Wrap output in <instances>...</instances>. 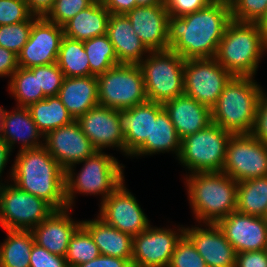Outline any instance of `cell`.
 Segmentation results:
<instances>
[{
    "instance_id": "obj_1",
    "label": "cell",
    "mask_w": 267,
    "mask_h": 267,
    "mask_svg": "<svg viewBox=\"0 0 267 267\" xmlns=\"http://www.w3.org/2000/svg\"><path fill=\"white\" fill-rule=\"evenodd\" d=\"M232 21L228 0H214L183 16H169V49L185 60L214 58L228 24Z\"/></svg>"
},
{
    "instance_id": "obj_2",
    "label": "cell",
    "mask_w": 267,
    "mask_h": 267,
    "mask_svg": "<svg viewBox=\"0 0 267 267\" xmlns=\"http://www.w3.org/2000/svg\"><path fill=\"white\" fill-rule=\"evenodd\" d=\"M14 185L42 198L56 210L67 208L65 170L43 146L20 150L11 170Z\"/></svg>"
},
{
    "instance_id": "obj_3",
    "label": "cell",
    "mask_w": 267,
    "mask_h": 267,
    "mask_svg": "<svg viewBox=\"0 0 267 267\" xmlns=\"http://www.w3.org/2000/svg\"><path fill=\"white\" fill-rule=\"evenodd\" d=\"M250 76H233L211 108L212 122L232 134H251L262 89Z\"/></svg>"
},
{
    "instance_id": "obj_4",
    "label": "cell",
    "mask_w": 267,
    "mask_h": 267,
    "mask_svg": "<svg viewBox=\"0 0 267 267\" xmlns=\"http://www.w3.org/2000/svg\"><path fill=\"white\" fill-rule=\"evenodd\" d=\"M197 221L216 224L237 207L238 182L222 171L190 174L186 180Z\"/></svg>"
},
{
    "instance_id": "obj_5",
    "label": "cell",
    "mask_w": 267,
    "mask_h": 267,
    "mask_svg": "<svg viewBox=\"0 0 267 267\" xmlns=\"http://www.w3.org/2000/svg\"><path fill=\"white\" fill-rule=\"evenodd\" d=\"M266 49L267 38L257 23L232 20L214 58L233 76L253 77Z\"/></svg>"
},
{
    "instance_id": "obj_6",
    "label": "cell",
    "mask_w": 267,
    "mask_h": 267,
    "mask_svg": "<svg viewBox=\"0 0 267 267\" xmlns=\"http://www.w3.org/2000/svg\"><path fill=\"white\" fill-rule=\"evenodd\" d=\"M79 163H84L75 179L73 167L65 171V195L67 208L74 202V193L103 194L102 201L112 193L123 181V165L116 158L96 151Z\"/></svg>"
},
{
    "instance_id": "obj_7",
    "label": "cell",
    "mask_w": 267,
    "mask_h": 267,
    "mask_svg": "<svg viewBox=\"0 0 267 267\" xmlns=\"http://www.w3.org/2000/svg\"><path fill=\"white\" fill-rule=\"evenodd\" d=\"M138 65L145 83L148 101L164 102L184 94L185 59L171 51H150Z\"/></svg>"
},
{
    "instance_id": "obj_8",
    "label": "cell",
    "mask_w": 267,
    "mask_h": 267,
    "mask_svg": "<svg viewBox=\"0 0 267 267\" xmlns=\"http://www.w3.org/2000/svg\"><path fill=\"white\" fill-rule=\"evenodd\" d=\"M232 133L215 123L184 137L179 160L191 173L222 171Z\"/></svg>"
},
{
    "instance_id": "obj_9",
    "label": "cell",
    "mask_w": 267,
    "mask_h": 267,
    "mask_svg": "<svg viewBox=\"0 0 267 267\" xmlns=\"http://www.w3.org/2000/svg\"><path fill=\"white\" fill-rule=\"evenodd\" d=\"M98 101L124 110L148 101L142 70L137 64H118L97 76Z\"/></svg>"
},
{
    "instance_id": "obj_10",
    "label": "cell",
    "mask_w": 267,
    "mask_h": 267,
    "mask_svg": "<svg viewBox=\"0 0 267 267\" xmlns=\"http://www.w3.org/2000/svg\"><path fill=\"white\" fill-rule=\"evenodd\" d=\"M56 209L16 185L0 187V225L4 230L31 231Z\"/></svg>"
},
{
    "instance_id": "obj_11",
    "label": "cell",
    "mask_w": 267,
    "mask_h": 267,
    "mask_svg": "<svg viewBox=\"0 0 267 267\" xmlns=\"http://www.w3.org/2000/svg\"><path fill=\"white\" fill-rule=\"evenodd\" d=\"M222 172L237 182L267 176V145L252 134H232Z\"/></svg>"
},
{
    "instance_id": "obj_12",
    "label": "cell",
    "mask_w": 267,
    "mask_h": 267,
    "mask_svg": "<svg viewBox=\"0 0 267 267\" xmlns=\"http://www.w3.org/2000/svg\"><path fill=\"white\" fill-rule=\"evenodd\" d=\"M232 77L215 58L187 59L184 65V94L212 108Z\"/></svg>"
},
{
    "instance_id": "obj_13",
    "label": "cell",
    "mask_w": 267,
    "mask_h": 267,
    "mask_svg": "<svg viewBox=\"0 0 267 267\" xmlns=\"http://www.w3.org/2000/svg\"><path fill=\"white\" fill-rule=\"evenodd\" d=\"M127 190L122 182L101 202L98 217L133 237L146 230L150 224L136 198Z\"/></svg>"
},
{
    "instance_id": "obj_14",
    "label": "cell",
    "mask_w": 267,
    "mask_h": 267,
    "mask_svg": "<svg viewBox=\"0 0 267 267\" xmlns=\"http://www.w3.org/2000/svg\"><path fill=\"white\" fill-rule=\"evenodd\" d=\"M184 229L175 231L150 226L133 236L132 267H168L177 242L184 235Z\"/></svg>"
},
{
    "instance_id": "obj_15",
    "label": "cell",
    "mask_w": 267,
    "mask_h": 267,
    "mask_svg": "<svg viewBox=\"0 0 267 267\" xmlns=\"http://www.w3.org/2000/svg\"><path fill=\"white\" fill-rule=\"evenodd\" d=\"M64 37L63 27L39 17L32 25L28 42L18 54V66L32 68L57 63Z\"/></svg>"
},
{
    "instance_id": "obj_16",
    "label": "cell",
    "mask_w": 267,
    "mask_h": 267,
    "mask_svg": "<svg viewBox=\"0 0 267 267\" xmlns=\"http://www.w3.org/2000/svg\"><path fill=\"white\" fill-rule=\"evenodd\" d=\"M44 139V147L65 171L97 151L77 120L47 133Z\"/></svg>"
},
{
    "instance_id": "obj_17",
    "label": "cell",
    "mask_w": 267,
    "mask_h": 267,
    "mask_svg": "<svg viewBox=\"0 0 267 267\" xmlns=\"http://www.w3.org/2000/svg\"><path fill=\"white\" fill-rule=\"evenodd\" d=\"M216 224L236 253L267 249V221L263 217L233 211Z\"/></svg>"
},
{
    "instance_id": "obj_18",
    "label": "cell",
    "mask_w": 267,
    "mask_h": 267,
    "mask_svg": "<svg viewBox=\"0 0 267 267\" xmlns=\"http://www.w3.org/2000/svg\"><path fill=\"white\" fill-rule=\"evenodd\" d=\"M77 122L97 151L119 147L125 152L124 134L120 130L118 110L97 105L81 115Z\"/></svg>"
},
{
    "instance_id": "obj_19",
    "label": "cell",
    "mask_w": 267,
    "mask_h": 267,
    "mask_svg": "<svg viewBox=\"0 0 267 267\" xmlns=\"http://www.w3.org/2000/svg\"><path fill=\"white\" fill-rule=\"evenodd\" d=\"M126 16L131 21L135 33L149 51L169 49V13L165 4L136 6Z\"/></svg>"
},
{
    "instance_id": "obj_20",
    "label": "cell",
    "mask_w": 267,
    "mask_h": 267,
    "mask_svg": "<svg viewBox=\"0 0 267 267\" xmlns=\"http://www.w3.org/2000/svg\"><path fill=\"white\" fill-rule=\"evenodd\" d=\"M163 109V104L147 101L129 109L118 110L126 155L133 156L145 141H151L152 117H157Z\"/></svg>"
},
{
    "instance_id": "obj_21",
    "label": "cell",
    "mask_w": 267,
    "mask_h": 267,
    "mask_svg": "<svg viewBox=\"0 0 267 267\" xmlns=\"http://www.w3.org/2000/svg\"><path fill=\"white\" fill-rule=\"evenodd\" d=\"M209 228L192 227L184 234L194 244L208 267H235L236 251L228 242L217 224H206Z\"/></svg>"
},
{
    "instance_id": "obj_22",
    "label": "cell",
    "mask_w": 267,
    "mask_h": 267,
    "mask_svg": "<svg viewBox=\"0 0 267 267\" xmlns=\"http://www.w3.org/2000/svg\"><path fill=\"white\" fill-rule=\"evenodd\" d=\"M68 208L55 210L48 218L31 230L34 243L44 247L50 253L65 257L75 231L82 222H74L68 216Z\"/></svg>"
},
{
    "instance_id": "obj_23",
    "label": "cell",
    "mask_w": 267,
    "mask_h": 267,
    "mask_svg": "<svg viewBox=\"0 0 267 267\" xmlns=\"http://www.w3.org/2000/svg\"><path fill=\"white\" fill-rule=\"evenodd\" d=\"M163 108L181 139L212 123L211 108L186 94L164 102Z\"/></svg>"
},
{
    "instance_id": "obj_24",
    "label": "cell",
    "mask_w": 267,
    "mask_h": 267,
    "mask_svg": "<svg viewBox=\"0 0 267 267\" xmlns=\"http://www.w3.org/2000/svg\"><path fill=\"white\" fill-rule=\"evenodd\" d=\"M107 35L113 44L118 64L138 65L144 60L143 54L150 52L135 33L129 18L124 14H110Z\"/></svg>"
},
{
    "instance_id": "obj_25",
    "label": "cell",
    "mask_w": 267,
    "mask_h": 267,
    "mask_svg": "<svg viewBox=\"0 0 267 267\" xmlns=\"http://www.w3.org/2000/svg\"><path fill=\"white\" fill-rule=\"evenodd\" d=\"M57 96L77 120L99 104L97 76L65 77Z\"/></svg>"
},
{
    "instance_id": "obj_26",
    "label": "cell",
    "mask_w": 267,
    "mask_h": 267,
    "mask_svg": "<svg viewBox=\"0 0 267 267\" xmlns=\"http://www.w3.org/2000/svg\"><path fill=\"white\" fill-rule=\"evenodd\" d=\"M110 12L102 0H95L89 7L80 11L64 26V36L85 41L107 34Z\"/></svg>"
},
{
    "instance_id": "obj_27",
    "label": "cell",
    "mask_w": 267,
    "mask_h": 267,
    "mask_svg": "<svg viewBox=\"0 0 267 267\" xmlns=\"http://www.w3.org/2000/svg\"><path fill=\"white\" fill-rule=\"evenodd\" d=\"M17 109V110H16ZM14 112L3 110V135L2 139L12 146L20 140L23 149H36L44 145L38 142V138L44 135L39 131L28 107H17Z\"/></svg>"
},
{
    "instance_id": "obj_28",
    "label": "cell",
    "mask_w": 267,
    "mask_h": 267,
    "mask_svg": "<svg viewBox=\"0 0 267 267\" xmlns=\"http://www.w3.org/2000/svg\"><path fill=\"white\" fill-rule=\"evenodd\" d=\"M82 226L90 233L101 255L119 257L132 261L133 237L106 224L101 218L82 221Z\"/></svg>"
},
{
    "instance_id": "obj_29",
    "label": "cell",
    "mask_w": 267,
    "mask_h": 267,
    "mask_svg": "<svg viewBox=\"0 0 267 267\" xmlns=\"http://www.w3.org/2000/svg\"><path fill=\"white\" fill-rule=\"evenodd\" d=\"M181 141L168 113L163 109L157 117H152L151 141H145L133 155L175 151L179 157Z\"/></svg>"
},
{
    "instance_id": "obj_30",
    "label": "cell",
    "mask_w": 267,
    "mask_h": 267,
    "mask_svg": "<svg viewBox=\"0 0 267 267\" xmlns=\"http://www.w3.org/2000/svg\"><path fill=\"white\" fill-rule=\"evenodd\" d=\"M39 131L47 133L74 121L58 96L46 97L28 107Z\"/></svg>"
},
{
    "instance_id": "obj_31",
    "label": "cell",
    "mask_w": 267,
    "mask_h": 267,
    "mask_svg": "<svg viewBox=\"0 0 267 267\" xmlns=\"http://www.w3.org/2000/svg\"><path fill=\"white\" fill-rule=\"evenodd\" d=\"M8 237L0 245V267H30L34 244L31 231L6 230Z\"/></svg>"
},
{
    "instance_id": "obj_32",
    "label": "cell",
    "mask_w": 267,
    "mask_h": 267,
    "mask_svg": "<svg viewBox=\"0 0 267 267\" xmlns=\"http://www.w3.org/2000/svg\"><path fill=\"white\" fill-rule=\"evenodd\" d=\"M267 209V176L238 182L236 211L263 217Z\"/></svg>"
},
{
    "instance_id": "obj_33",
    "label": "cell",
    "mask_w": 267,
    "mask_h": 267,
    "mask_svg": "<svg viewBox=\"0 0 267 267\" xmlns=\"http://www.w3.org/2000/svg\"><path fill=\"white\" fill-rule=\"evenodd\" d=\"M57 65L64 77L90 76V66L83 41L63 37Z\"/></svg>"
},
{
    "instance_id": "obj_34",
    "label": "cell",
    "mask_w": 267,
    "mask_h": 267,
    "mask_svg": "<svg viewBox=\"0 0 267 267\" xmlns=\"http://www.w3.org/2000/svg\"><path fill=\"white\" fill-rule=\"evenodd\" d=\"M87 53L90 76H99L118 65L113 44L107 34L83 41Z\"/></svg>"
},
{
    "instance_id": "obj_35",
    "label": "cell",
    "mask_w": 267,
    "mask_h": 267,
    "mask_svg": "<svg viewBox=\"0 0 267 267\" xmlns=\"http://www.w3.org/2000/svg\"><path fill=\"white\" fill-rule=\"evenodd\" d=\"M9 90L16 97L19 107H29L46 97L43 90H39L38 73L28 68L19 67L11 76Z\"/></svg>"
},
{
    "instance_id": "obj_36",
    "label": "cell",
    "mask_w": 267,
    "mask_h": 267,
    "mask_svg": "<svg viewBox=\"0 0 267 267\" xmlns=\"http://www.w3.org/2000/svg\"><path fill=\"white\" fill-rule=\"evenodd\" d=\"M101 255L98 246L94 243L90 233L81 225L69 241L65 259L69 267L96 259Z\"/></svg>"
},
{
    "instance_id": "obj_37",
    "label": "cell",
    "mask_w": 267,
    "mask_h": 267,
    "mask_svg": "<svg viewBox=\"0 0 267 267\" xmlns=\"http://www.w3.org/2000/svg\"><path fill=\"white\" fill-rule=\"evenodd\" d=\"M39 17L33 14L27 21L0 26V46L18 55L28 42L32 25Z\"/></svg>"
},
{
    "instance_id": "obj_38",
    "label": "cell",
    "mask_w": 267,
    "mask_h": 267,
    "mask_svg": "<svg viewBox=\"0 0 267 267\" xmlns=\"http://www.w3.org/2000/svg\"><path fill=\"white\" fill-rule=\"evenodd\" d=\"M232 20L257 23L265 14L267 0H228Z\"/></svg>"
},
{
    "instance_id": "obj_39",
    "label": "cell",
    "mask_w": 267,
    "mask_h": 267,
    "mask_svg": "<svg viewBox=\"0 0 267 267\" xmlns=\"http://www.w3.org/2000/svg\"><path fill=\"white\" fill-rule=\"evenodd\" d=\"M95 0H55L53 7L44 16L48 21L63 27L69 20Z\"/></svg>"
},
{
    "instance_id": "obj_40",
    "label": "cell",
    "mask_w": 267,
    "mask_h": 267,
    "mask_svg": "<svg viewBox=\"0 0 267 267\" xmlns=\"http://www.w3.org/2000/svg\"><path fill=\"white\" fill-rule=\"evenodd\" d=\"M168 267H208L194 244L184 234L177 242Z\"/></svg>"
},
{
    "instance_id": "obj_41",
    "label": "cell",
    "mask_w": 267,
    "mask_h": 267,
    "mask_svg": "<svg viewBox=\"0 0 267 267\" xmlns=\"http://www.w3.org/2000/svg\"><path fill=\"white\" fill-rule=\"evenodd\" d=\"M38 73L39 90H43L45 97L57 96L64 80V74L57 63L30 68Z\"/></svg>"
},
{
    "instance_id": "obj_42",
    "label": "cell",
    "mask_w": 267,
    "mask_h": 267,
    "mask_svg": "<svg viewBox=\"0 0 267 267\" xmlns=\"http://www.w3.org/2000/svg\"><path fill=\"white\" fill-rule=\"evenodd\" d=\"M32 15L26 0H0V26L27 21Z\"/></svg>"
},
{
    "instance_id": "obj_43",
    "label": "cell",
    "mask_w": 267,
    "mask_h": 267,
    "mask_svg": "<svg viewBox=\"0 0 267 267\" xmlns=\"http://www.w3.org/2000/svg\"><path fill=\"white\" fill-rule=\"evenodd\" d=\"M30 267H69L65 257L50 253L34 243L30 255Z\"/></svg>"
},
{
    "instance_id": "obj_44",
    "label": "cell",
    "mask_w": 267,
    "mask_h": 267,
    "mask_svg": "<svg viewBox=\"0 0 267 267\" xmlns=\"http://www.w3.org/2000/svg\"><path fill=\"white\" fill-rule=\"evenodd\" d=\"M214 0H165L169 16H183L198 11Z\"/></svg>"
},
{
    "instance_id": "obj_45",
    "label": "cell",
    "mask_w": 267,
    "mask_h": 267,
    "mask_svg": "<svg viewBox=\"0 0 267 267\" xmlns=\"http://www.w3.org/2000/svg\"><path fill=\"white\" fill-rule=\"evenodd\" d=\"M251 134L267 145V97L263 92L258 102L255 124Z\"/></svg>"
},
{
    "instance_id": "obj_46",
    "label": "cell",
    "mask_w": 267,
    "mask_h": 267,
    "mask_svg": "<svg viewBox=\"0 0 267 267\" xmlns=\"http://www.w3.org/2000/svg\"><path fill=\"white\" fill-rule=\"evenodd\" d=\"M235 267H267V249L237 253Z\"/></svg>"
},
{
    "instance_id": "obj_47",
    "label": "cell",
    "mask_w": 267,
    "mask_h": 267,
    "mask_svg": "<svg viewBox=\"0 0 267 267\" xmlns=\"http://www.w3.org/2000/svg\"><path fill=\"white\" fill-rule=\"evenodd\" d=\"M18 68V55L0 46V76L11 78Z\"/></svg>"
},
{
    "instance_id": "obj_48",
    "label": "cell",
    "mask_w": 267,
    "mask_h": 267,
    "mask_svg": "<svg viewBox=\"0 0 267 267\" xmlns=\"http://www.w3.org/2000/svg\"><path fill=\"white\" fill-rule=\"evenodd\" d=\"M76 267H132V263L129 259L99 255L96 259Z\"/></svg>"
},
{
    "instance_id": "obj_49",
    "label": "cell",
    "mask_w": 267,
    "mask_h": 267,
    "mask_svg": "<svg viewBox=\"0 0 267 267\" xmlns=\"http://www.w3.org/2000/svg\"><path fill=\"white\" fill-rule=\"evenodd\" d=\"M102 2L110 14L126 15L136 7V0H102Z\"/></svg>"
},
{
    "instance_id": "obj_50",
    "label": "cell",
    "mask_w": 267,
    "mask_h": 267,
    "mask_svg": "<svg viewBox=\"0 0 267 267\" xmlns=\"http://www.w3.org/2000/svg\"><path fill=\"white\" fill-rule=\"evenodd\" d=\"M29 10L37 16H45L53 7L55 0H26Z\"/></svg>"
},
{
    "instance_id": "obj_51",
    "label": "cell",
    "mask_w": 267,
    "mask_h": 267,
    "mask_svg": "<svg viewBox=\"0 0 267 267\" xmlns=\"http://www.w3.org/2000/svg\"><path fill=\"white\" fill-rule=\"evenodd\" d=\"M10 152L11 149L9 145L2 138H0V176L2 171L4 170L5 164L8 161Z\"/></svg>"
},
{
    "instance_id": "obj_52",
    "label": "cell",
    "mask_w": 267,
    "mask_h": 267,
    "mask_svg": "<svg viewBox=\"0 0 267 267\" xmlns=\"http://www.w3.org/2000/svg\"><path fill=\"white\" fill-rule=\"evenodd\" d=\"M156 4H165V0H136V6H150Z\"/></svg>"
},
{
    "instance_id": "obj_53",
    "label": "cell",
    "mask_w": 267,
    "mask_h": 267,
    "mask_svg": "<svg viewBox=\"0 0 267 267\" xmlns=\"http://www.w3.org/2000/svg\"><path fill=\"white\" fill-rule=\"evenodd\" d=\"M257 25L263 31L267 38V9L262 18L257 22Z\"/></svg>"
},
{
    "instance_id": "obj_54",
    "label": "cell",
    "mask_w": 267,
    "mask_h": 267,
    "mask_svg": "<svg viewBox=\"0 0 267 267\" xmlns=\"http://www.w3.org/2000/svg\"><path fill=\"white\" fill-rule=\"evenodd\" d=\"M3 108L0 107V138H2L3 135Z\"/></svg>"
},
{
    "instance_id": "obj_55",
    "label": "cell",
    "mask_w": 267,
    "mask_h": 267,
    "mask_svg": "<svg viewBox=\"0 0 267 267\" xmlns=\"http://www.w3.org/2000/svg\"><path fill=\"white\" fill-rule=\"evenodd\" d=\"M263 218L267 221V209H266V211H265V213L263 215Z\"/></svg>"
}]
</instances>
